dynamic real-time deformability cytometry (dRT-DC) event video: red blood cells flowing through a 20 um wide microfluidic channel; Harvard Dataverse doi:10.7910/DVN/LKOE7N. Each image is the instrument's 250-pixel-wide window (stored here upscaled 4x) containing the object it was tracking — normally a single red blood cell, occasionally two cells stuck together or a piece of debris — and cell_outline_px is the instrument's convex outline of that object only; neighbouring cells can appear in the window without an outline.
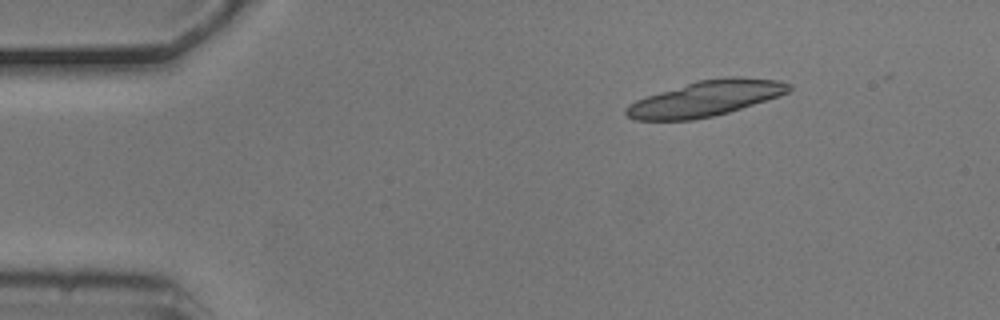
{"species": "common noctule bat (a hibernating species)", "species_latin": "Nyctalus noctula", "temperature_condition": "cold", "stored_images_in_passage": 6, "camera_frame_rate_fps": 3000, "um_per_image_px": 0.085, "animal": {"sex": "male", "body_mass_g": 20.5, "forearm_length_mm": 52.5}, "frame": {"image": 1, "passage_image": 6, "time_ms": 1.667, "image_size_px": [1000, 320], "cell_outline_px": [[792, 88], [788, 92], [780, 96], [728, 112], [712, 116], [692, 120], [636, 120], [628, 116], [624, 112], [624, 108], [628, 104], [636, 100], [696, 80], [728, 76], [736, 76], [780, 80], [792, 84]], "centroid_in_image_um": [60.01, 8.36], "position_along_channel_um": 25.0, "area_um2": 33.7}}